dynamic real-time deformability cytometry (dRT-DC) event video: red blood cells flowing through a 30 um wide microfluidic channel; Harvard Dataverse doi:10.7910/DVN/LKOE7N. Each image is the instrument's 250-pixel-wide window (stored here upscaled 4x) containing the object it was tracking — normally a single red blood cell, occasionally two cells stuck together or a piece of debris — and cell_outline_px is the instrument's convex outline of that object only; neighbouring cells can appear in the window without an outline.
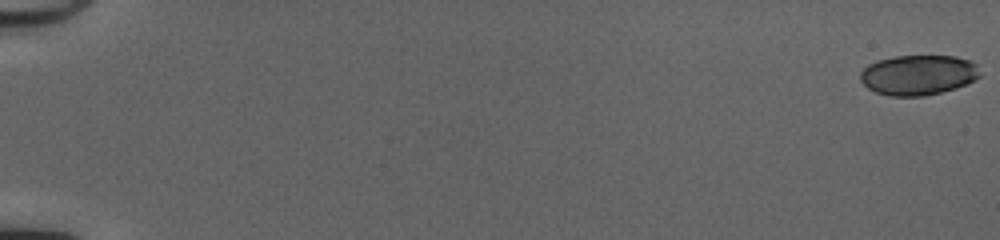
{"species": "common noctule bat (a hibernating species)", "species_latin": "Nyctalus noctula", "temperature_condition": "cold", "stored_images_in_passage": 52, "camera_frame_rate_fps": 3000, "um_per_image_px": 0.085, "animal": {"sex": "female", "body_mass_g": 20.0, "forearm_length_mm": 54.0}, "frame": {"image": 1, "passage_image": 1, "time_ms": 0.0, "image_size_px": [1000, 240], "cell_outline_px": [[980, 76], [976, 80], [956, 88], [924, 96], [888, 96], [876, 92], [868, 88], [860, 80], [860, 72], [868, 64], [876, 60], [896, 56], [956, 56], [968, 60], [976, 64]], "centroid_in_image_um": [78.03, 6.37], "position_along_channel_um": 7.0, "area_um2": 28.03}}
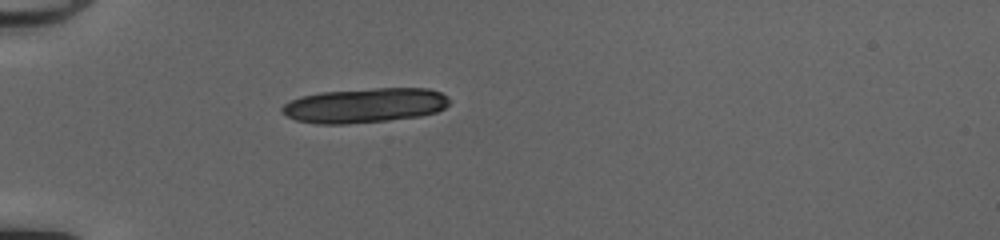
{"frame": {"image": 2, "passage_image": 18, "time_ms": 5.667, "image_size_px": [1000, 240], "cell_outline_px": [[452, 100], [444, 108], [436, 112], [420, 116], [388, 120], [348, 124], [316, 124], [296, 120], [280, 112], [280, 108], [288, 100], [300, 96], [320, 92], [376, 88], [428, 88], [440, 92], [448, 96]], "centroid_in_image_um": [30.99, 8.95], "position_along_channel_um": 54.0, "area_um2": 34.16}}